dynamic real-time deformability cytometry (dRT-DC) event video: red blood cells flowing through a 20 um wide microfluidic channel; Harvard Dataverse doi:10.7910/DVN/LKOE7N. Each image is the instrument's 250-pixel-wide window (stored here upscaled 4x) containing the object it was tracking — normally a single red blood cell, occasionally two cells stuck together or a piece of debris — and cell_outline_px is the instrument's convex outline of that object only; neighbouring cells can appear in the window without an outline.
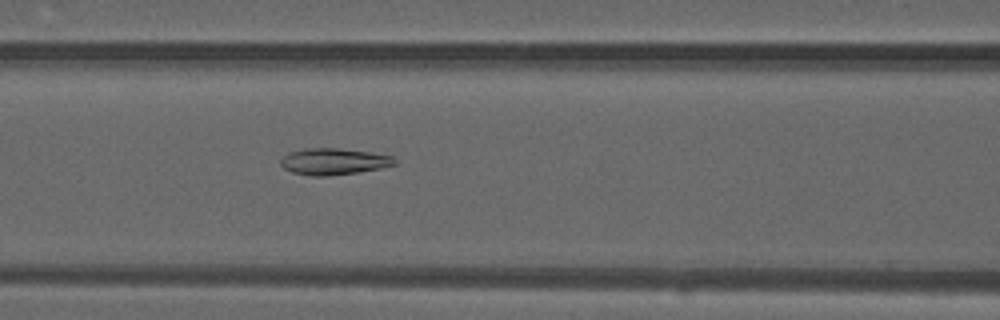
{"species": "common noctule bat (a hibernating species)", "species_latin": "Nyctalus noctula", "temperature_condition": "warm", "stored_images_in_passage": 43, "camera_frame_rate_fps": 3000, "um_per_image_px": 0.085, "animal": {"sex": "male", "forearm_length_mm": 52.5}, "frame": {"image": 1, "passage_image": 21, "time_ms": 6.667, "image_size_px": [1000, 320], "cell_outline_px": [[396, 164], [380, 168], [360, 172], [328, 176], [312, 176], [292, 172], [284, 168], [280, 164], [280, 160], [288, 152], [308, 148], [336, 148], [368, 152], [392, 156], [396, 160]], "centroid_in_image_um": [28.34, 13.73], "position_along_channel_um": 138.3, "area_um2": 17.51}}
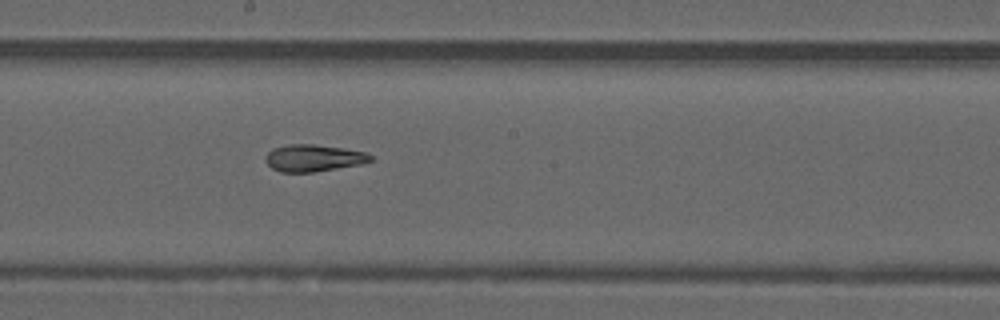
{"frame": {"image": 2, "passage_image": 27, "time_ms": 8.667, "image_size_px": [1000, 320], "cell_outline_px": [[372, 160], [364, 164], [312, 172], [280, 172], [272, 168], [264, 160], [264, 156], [272, 148], [288, 144], [312, 144], [344, 148], [368, 152], [372, 156]], "centroid_in_image_um": [26.65, 13.43], "position_along_channel_um": 221.5, "area_um2": 16.7}}
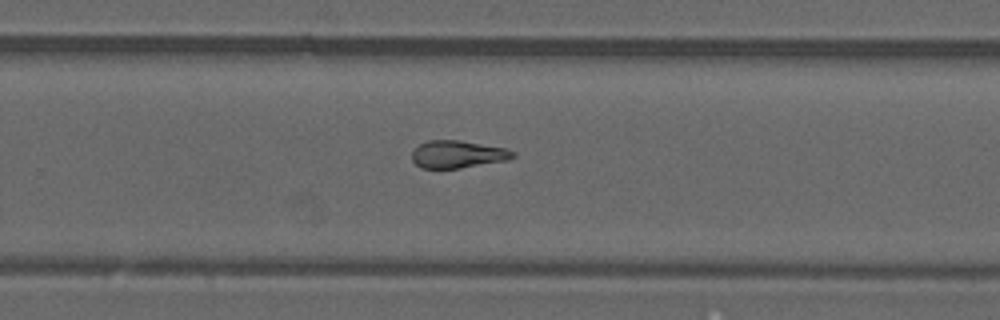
{"frame": {"image": 3, "passage_image": 32, "time_ms": 10.333, "image_size_px": [1000, 320], "cell_outline_px": [[516, 156], [508, 160], [460, 168], [420, 168], [412, 160], [412, 152], [420, 144], [428, 140], [460, 140], [508, 148], [516, 152]], "centroid_in_image_um": [38.95, 13.11], "position_along_channel_um": 290.9, "area_um2": 16.3}, "authors_computed_cell_mechanics": {"area_um2": 17.5134, "velocity_mm_per_s": 4.1784, "shape_relaxation_time_tau1_ms": null, "shape_relaxation_time_tau2_ms": 4.4892, "deformation_change_tau1": null, "deformation_change_tau2": 0.1168}}